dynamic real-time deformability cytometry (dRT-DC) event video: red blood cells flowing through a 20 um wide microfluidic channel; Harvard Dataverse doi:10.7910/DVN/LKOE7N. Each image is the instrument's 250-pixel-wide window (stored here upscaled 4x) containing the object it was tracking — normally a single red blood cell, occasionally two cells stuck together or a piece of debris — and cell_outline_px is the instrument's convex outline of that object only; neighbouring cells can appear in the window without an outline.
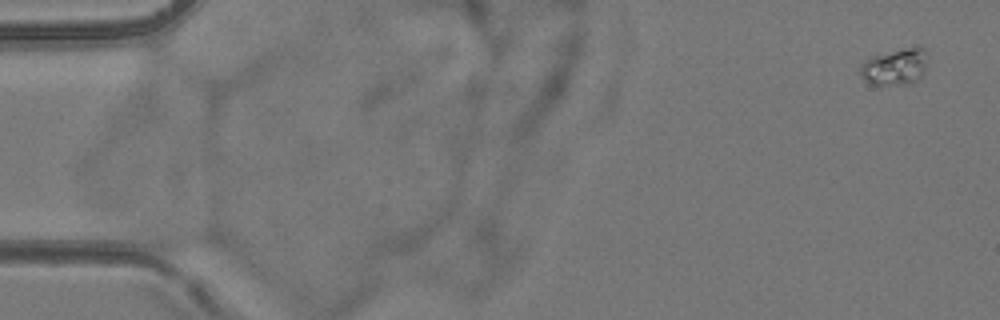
{"species": "common noctule bat (a hibernating species)", "species_latin": "Nyctalus noctula", "temperature_condition": "room temperature", "stored_images_in_passage": 5, "camera_frame_rate_fps": 3000, "um_per_image_px": 0.085, "animal": {"sex": "female", "body_mass_g": 24.6, "forearm_length_mm": 56.2}, "frame": {"image": 1, "passage_image": 1, "time_ms": 0.0, "image_size_px": [1000, 320], "cell_outline_px": [[924, 72], [920, 80], [912, 84], [872, 84], [860, 76], [860, 64], [872, 56], [916, 44], [924, 48]], "centroid_in_image_um": [76.08, 5.66], "position_along_channel_um": 8.9, "area_um2": 14.39}}